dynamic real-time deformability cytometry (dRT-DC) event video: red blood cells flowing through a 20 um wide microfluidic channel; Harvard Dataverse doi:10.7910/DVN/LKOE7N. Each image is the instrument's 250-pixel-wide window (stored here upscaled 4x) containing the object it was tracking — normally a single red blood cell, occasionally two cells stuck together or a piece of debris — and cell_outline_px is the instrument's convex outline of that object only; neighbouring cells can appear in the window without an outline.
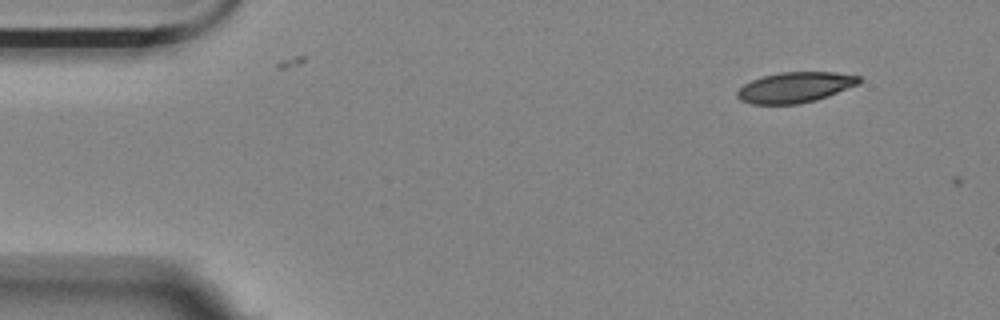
{"species": "Egyptian fruit bat (a non-hibernating species)", "species_latin": "Rousettus aegyptiacus", "temperature_condition": "room temperature", "stored_images_in_passage": 3, "camera_frame_rate_fps": 3000, "um_per_image_px": 0.085, "animal": {"sex": "female"}, "frame": {"image": 1, "passage_image": 2, "time_ms": 0.333, "image_size_px": [1000, 320], "cell_outline_px": [[864, 80], [860, 84], [828, 96], [816, 100], [796, 104], [752, 104], [740, 100], [736, 96], [736, 92], [744, 84], [752, 80], [764, 76], [780, 72], [836, 72], [860, 76]], "centroid_in_image_um": [67.62, 7.42], "position_along_channel_um": 17.4, "area_um2": 21.79}}